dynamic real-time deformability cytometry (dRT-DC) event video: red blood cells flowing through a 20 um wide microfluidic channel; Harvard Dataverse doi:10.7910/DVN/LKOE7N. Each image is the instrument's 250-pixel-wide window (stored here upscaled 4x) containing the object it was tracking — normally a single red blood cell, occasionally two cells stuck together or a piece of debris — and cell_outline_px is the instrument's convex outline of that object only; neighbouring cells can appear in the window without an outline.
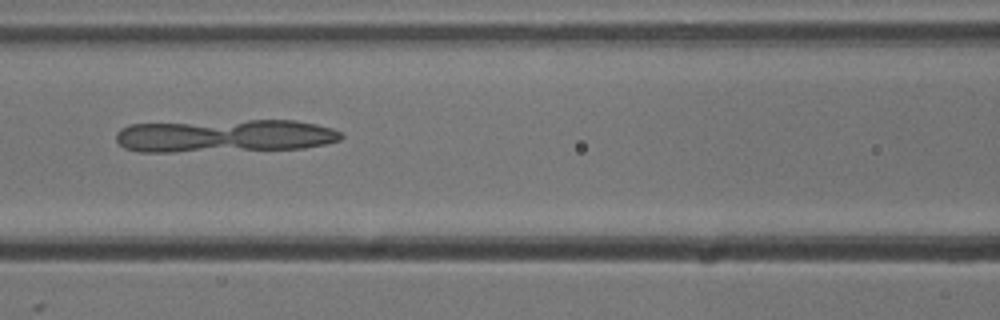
{"species": "common noctule bat (a hibernating species)", "species_latin": "Nyctalus noctula", "temperature_condition": "cold", "stored_images_in_passage": 47, "camera_frame_rate_fps": 3000, "um_per_image_px": 0.085, "animal": {"sex": "male", "body_mass_g": 13.3}, "frame": {"image": 1, "passage_image": 17, "time_ms": 5.333, "image_size_px": [1000, 320], "cell_outline_px": [[344, 136], [340, 140], [324, 144], [304, 148], [176, 152], [140, 152], [124, 148], [116, 140], [116, 132], [120, 128], [128, 124], [248, 120], [296, 120], [316, 124], [332, 128], [340, 132]], "centroid_in_image_um": [19.08, 11.55], "position_along_channel_um": 147.5, "area_um2": 43.41}}
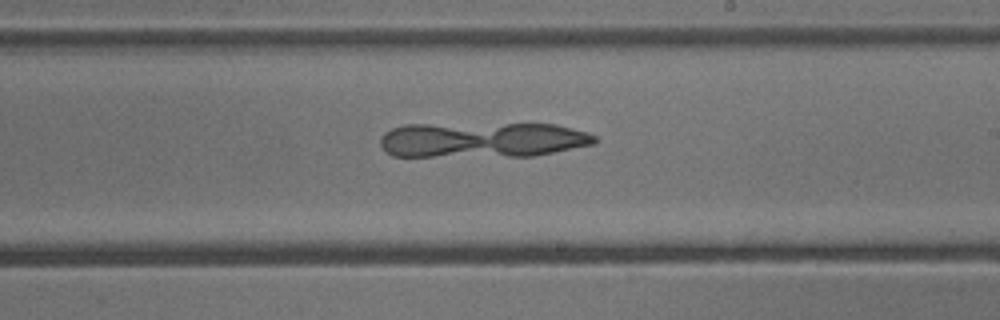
{"frame": {"image": 2, "passage_image": 25, "time_ms": 8.0, "image_size_px": [1000, 320], "cell_outline_px": [[596, 144], [532, 156], [392, 156], [380, 144], [380, 136], [384, 132], [392, 128], [404, 124], [556, 124], [588, 132], [596, 136]], "centroid_in_image_um": [41.0, 11.88], "position_along_channel_um": 248.0, "area_um2": 44.33}}
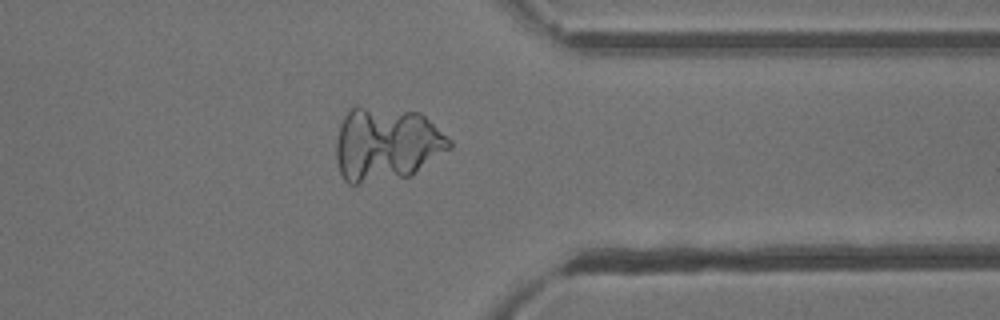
{"frame": {"image": 3, "passage_image": 36, "time_ms": 11.667, "image_size_px": [1000, 320], "cell_outline_px": [[452, 148], [412, 176], [356, 184], [348, 184], [344, 180], [340, 172], [336, 160], [336, 140], [340, 124], [344, 116], [356, 104], [420, 112], [452, 140]], "centroid_in_image_um": [32.86, 12.24], "position_along_channel_um": 378.5, "area_um2": 49.53}}